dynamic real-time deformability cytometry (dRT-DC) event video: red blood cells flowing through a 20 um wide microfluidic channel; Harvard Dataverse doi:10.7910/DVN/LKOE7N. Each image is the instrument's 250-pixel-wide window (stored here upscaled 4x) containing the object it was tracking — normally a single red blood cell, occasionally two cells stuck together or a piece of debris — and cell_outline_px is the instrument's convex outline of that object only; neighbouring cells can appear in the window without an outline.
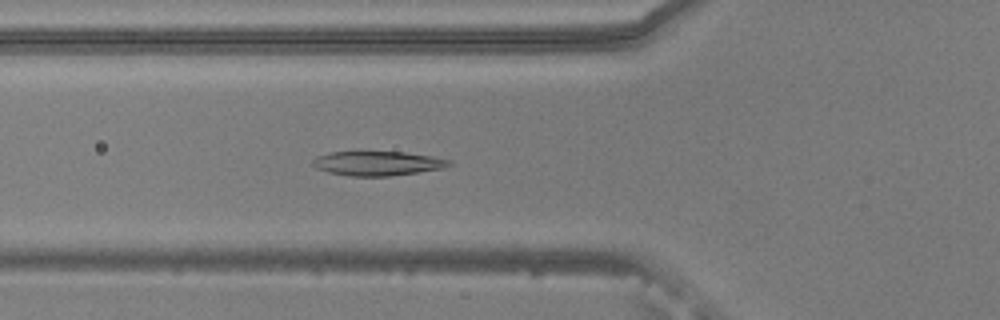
{"species": "common noctule bat (a hibernating species)", "species_latin": "Nyctalus noctula", "temperature_condition": "warm", "stored_images_in_passage": 53, "camera_frame_rate_fps": 3000, "um_per_image_px": 0.085, "animal": {"sex": "male", "body_mass_g": 20.5, "forearm_length_mm": 52.5}, "frame": {"image": 1, "passage_image": 19, "time_ms": 6.0, "image_size_px": [1000, 320], "cell_outline_px": [[452, 164], [444, 168], [388, 176], [348, 176], [328, 172], [316, 168], [312, 164], [312, 160], [316, 156], [332, 152], [356, 148], [404, 152], [432, 156], [452, 160]], "centroid_in_image_um": [32.03, 13.83], "position_along_channel_um": 93.8, "area_um2": 20.35}}
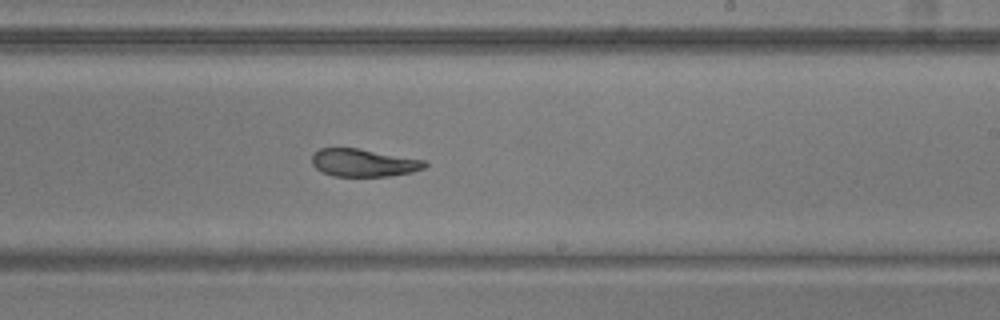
{"frame": {"image": 2, "passage_image": 32, "time_ms": 10.333, "image_size_px": [1000, 320], "cell_outline_px": [[428, 164], [424, 168], [412, 172], [388, 176], [332, 176], [316, 168], [312, 164], [312, 152], [320, 148], [356, 148], [424, 160]], "centroid_in_image_um": [30.87, 13.83], "position_along_channel_um": 258.1, "area_um2": 18.09}}
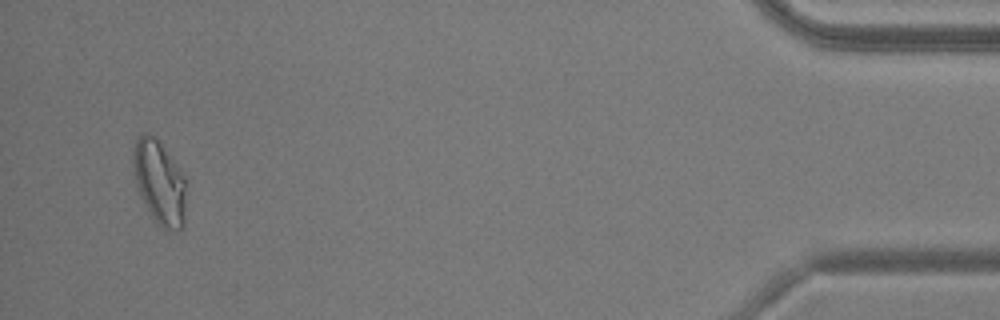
{"frame": {"image": 3, "passage_image": 51, "time_ms": 16.667, "image_size_px": [1000, 320], "cell_outline_px": [[184, 228], [180, 232], [176, 232], [164, 228], [152, 216], [136, 184], [132, 168], [132, 152], [136, 136], [144, 132], [148, 132], [160, 144], [184, 172]], "centroid_in_image_um": [13.54, 15.47], "position_along_channel_um": 421.7, "area_um2": 25.66}, "authors_computed_cell_mechanics": {"area_um2": 21.0392, "velocity_mm_per_s": 3.7776, "shape_relaxation_time_tau1_ms": null, "shape_relaxation_time_tau2_ms": 2.1381, "deformation_change_tau1": null, "deformation_change_tau2": 0.0721}}